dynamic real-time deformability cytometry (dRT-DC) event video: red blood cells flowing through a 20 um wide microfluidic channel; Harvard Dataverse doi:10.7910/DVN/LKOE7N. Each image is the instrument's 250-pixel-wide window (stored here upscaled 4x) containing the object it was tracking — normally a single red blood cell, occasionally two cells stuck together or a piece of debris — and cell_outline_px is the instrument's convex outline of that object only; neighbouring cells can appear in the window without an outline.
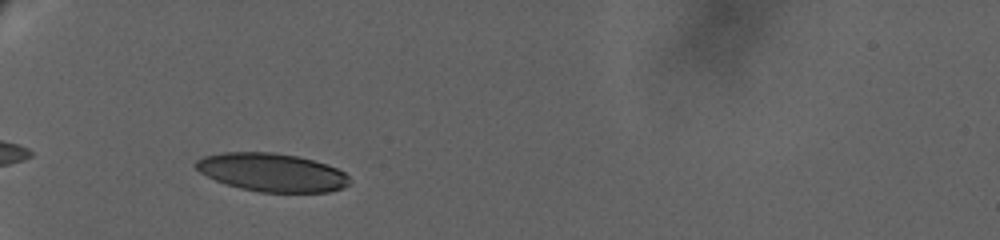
{"species": "human", "species_latin": "Homo sapiens", "temperature_condition": "warm", "stored_images_in_passage": 15, "camera_frame_rate_fps": 3000, "um_per_image_px": 0.085, "donor": {"sex": "female"}, "frame": {"image": 1, "passage_image": 1, "time_ms": 0.0, "image_size_px": [1000, 240], "cell_outline_px": [[352, 180], [344, 188], [328, 192], [260, 192], [240, 188], [216, 180], [200, 172], [196, 168], [196, 160], [204, 156], [220, 152], [272, 152], [296, 156], [312, 160], [336, 168], [344, 172]], "centroid_in_image_um": [23.12, 14.65], "position_along_channel_um": 61.9, "area_um2": 34.1}}
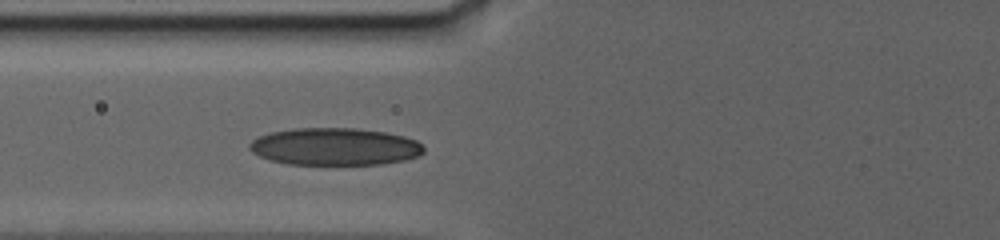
{"frame": {"image": 2, "passage_image": 12, "time_ms": 2.0, "image_size_px": [1000, 240], "cell_outline_px": [[424, 152], [420, 156], [404, 160], [384, 164], [288, 164], [268, 160], [252, 152], [248, 148], [248, 144], [252, 140], [260, 136], [272, 132], [292, 128], [356, 128], [384, 132], [404, 136], [416, 140], [424, 148]], "centroid_in_image_um": [28.46, 12.46], "position_along_channel_um": 97.3, "area_um2": 38.03}}